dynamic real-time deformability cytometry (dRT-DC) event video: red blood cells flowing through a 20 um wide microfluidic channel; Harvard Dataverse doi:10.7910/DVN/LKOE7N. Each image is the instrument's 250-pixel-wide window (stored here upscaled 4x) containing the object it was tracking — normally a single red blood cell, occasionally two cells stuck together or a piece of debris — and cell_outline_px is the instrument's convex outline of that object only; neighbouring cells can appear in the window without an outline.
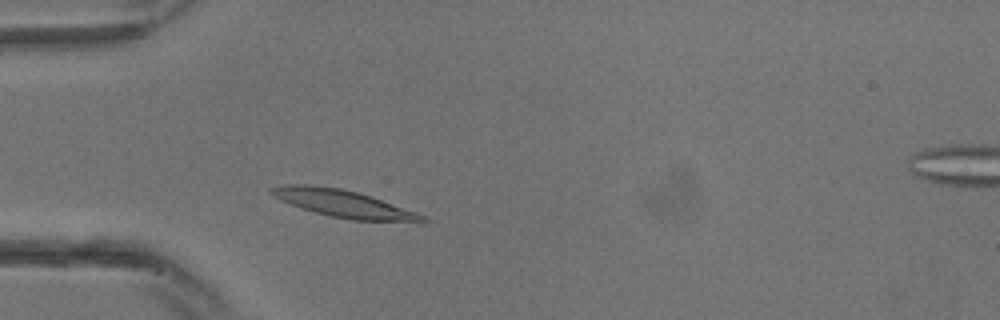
{"species": "common noctule bat (a hibernating species)", "species_latin": "Nyctalus noctula", "temperature_condition": "warm", "stored_images_in_passage": 13, "camera_frame_rate_fps": 3000, "um_per_image_px": 0.085, "animal": {"sex": "male", "body_mass_g": 13.3}, "frame": {"image": 1, "passage_image": 1, "time_ms": 0.0, "image_size_px": [1000, 320], "cell_outline_px": [[432, 220], [428, 224], [420, 224], [352, 220], [332, 216], [316, 212], [280, 200], [272, 196], [268, 192], [268, 188], [280, 184], [308, 184], [340, 188], [372, 196], [416, 212]], "centroid_in_image_um": [29.33, 17.34], "position_along_channel_um": 55.7, "area_um2": 24.74}}
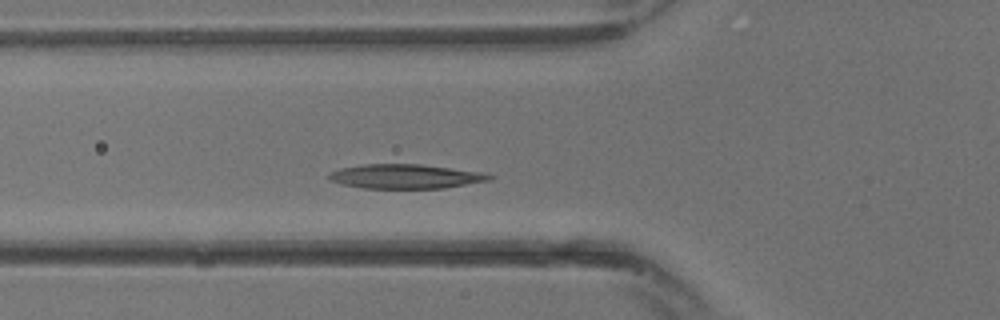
{"frame": {"image": 2, "passage_image": 3, "time_ms": 0.667, "image_size_px": [1000, 320], "cell_outline_px": [[492, 180], [444, 188], [364, 188], [344, 184], [332, 180], [328, 176], [332, 172], [340, 168], [364, 164], [420, 164], [480, 172], [492, 176]], "centroid_in_image_um": [34.49, 14.99], "position_along_channel_um": 91.3, "area_um2": 22.37}}
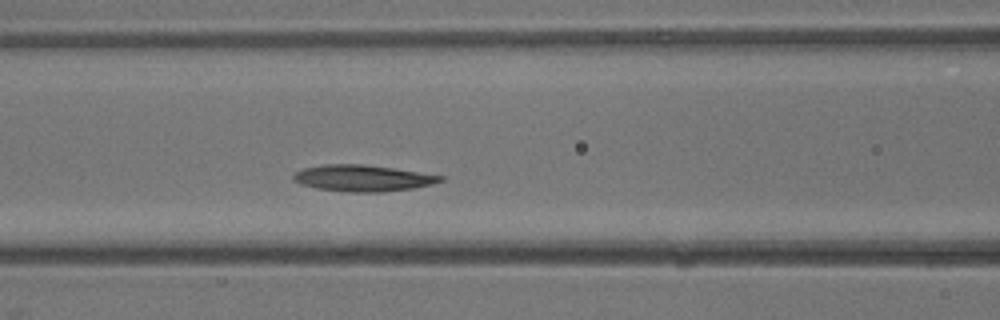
{"frame": {"image": 3, "passage_image": 5, "time_ms": 1.333, "image_size_px": [1000, 320], "cell_outline_px": [[444, 180], [432, 184], [412, 188], [380, 192], [348, 192], [316, 188], [300, 184], [292, 180], [292, 176], [296, 172], [304, 168], [324, 164], [364, 164], [392, 168], [444, 176]], "centroid_in_image_um": [30.79, 15.14], "position_along_channel_um": 135.8, "area_um2": 22.48}}